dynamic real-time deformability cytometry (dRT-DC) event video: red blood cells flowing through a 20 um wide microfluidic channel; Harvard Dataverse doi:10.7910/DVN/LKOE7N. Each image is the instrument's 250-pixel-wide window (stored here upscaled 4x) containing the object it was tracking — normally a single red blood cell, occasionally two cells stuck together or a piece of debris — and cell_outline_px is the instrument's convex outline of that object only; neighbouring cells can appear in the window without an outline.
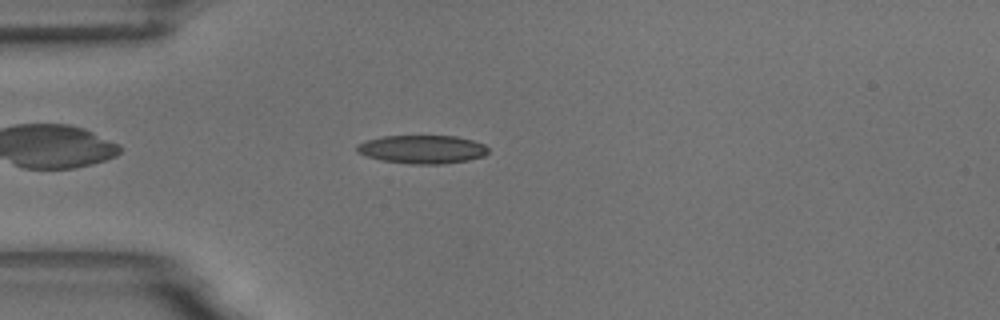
{"species": "common noctule bat (a hibernating species)", "species_latin": "Nyctalus noctula", "temperature_condition": "room temperature", "stored_images_in_passage": 46, "camera_frame_rate_fps": 3000, "um_per_image_px": 0.085, "animal": {"sex": "male", "body_mass_g": 18.8}, "frame": {"image": 1, "passage_image": 6, "time_ms": 1.667, "image_size_px": [1000, 320], "cell_outline_px": [[488, 152], [484, 156], [468, 160], [444, 164], [412, 164], [380, 160], [356, 152], [356, 144], [364, 140], [384, 136], [456, 136], [472, 140], [484, 144], [488, 148]], "centroid_in_image_um": [35.87, 12.69], "position_along_channel_um": 49.1, "area_um2": 21.85}}
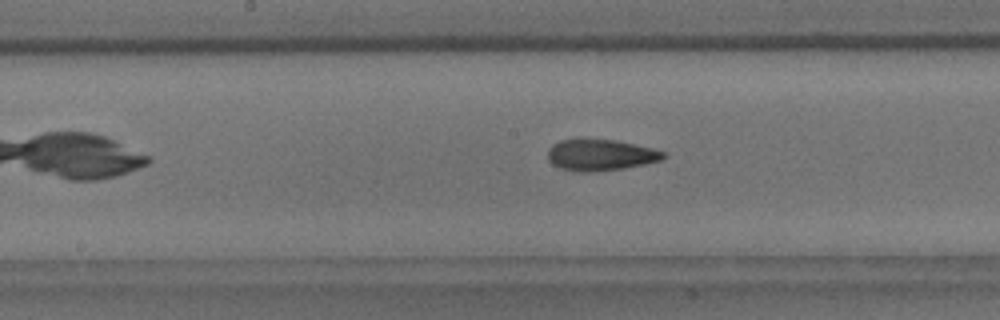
{"frame": {"image": 2, "passage_image": 19, "time_ms": 6.0, "image_size_px": [1000, 320], "cell_outline_px": [[668, 156], [660, 160], [644, 164], [624, 168], [592, 172], [576, 172], [560, 168], [552, 164], [548, 160], [548, 148], [552, 144], [560, 140], [616, 140], [652, 148], [664, 152]], "centroid_in_image_um": [51.02, 13.19], "position_along_channel_um": 197.2, "area_um2": 20.98}}
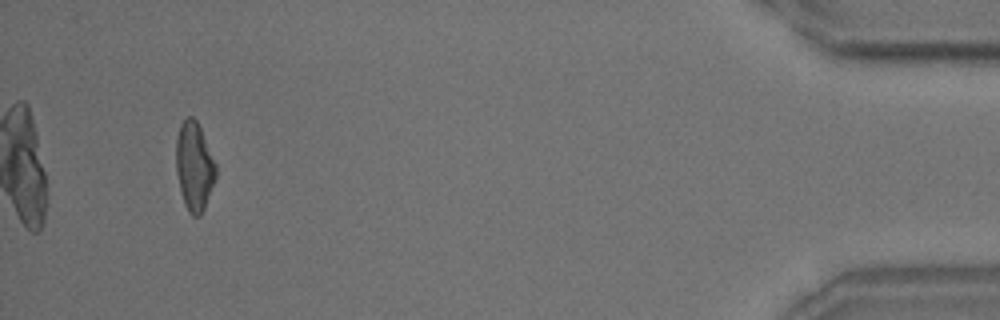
{"frame": {"image": 3, "passage_image": 43, "time_ms": 14.0, "image_size_px": [1000, 320], "cell_outline_px": [[216, 176], [204, 208], [200, 216], [192, 216], [188, 212], [184, 204], [176, 172], [176, 140], [180, 124], [188, 116], [192, 116], [196, 120], [200, 128], [216, 164]], "centroid_in_image_um": [16.5, 14.15], "position_along_channel_um": 418.7, "area_um2": 20.35}, "authors_computed_cell_mechanics": {"area_um2": 20.8658, "velocity_mm_per_s": 3.68, "shape_relaxation_time_tau1_ms": 6.2303, "shape_relaxation_time_tau2_ms": 2.5125, "deformation_change_tau1": 0.1721, "deformation_change_tau2": 0.0927}}